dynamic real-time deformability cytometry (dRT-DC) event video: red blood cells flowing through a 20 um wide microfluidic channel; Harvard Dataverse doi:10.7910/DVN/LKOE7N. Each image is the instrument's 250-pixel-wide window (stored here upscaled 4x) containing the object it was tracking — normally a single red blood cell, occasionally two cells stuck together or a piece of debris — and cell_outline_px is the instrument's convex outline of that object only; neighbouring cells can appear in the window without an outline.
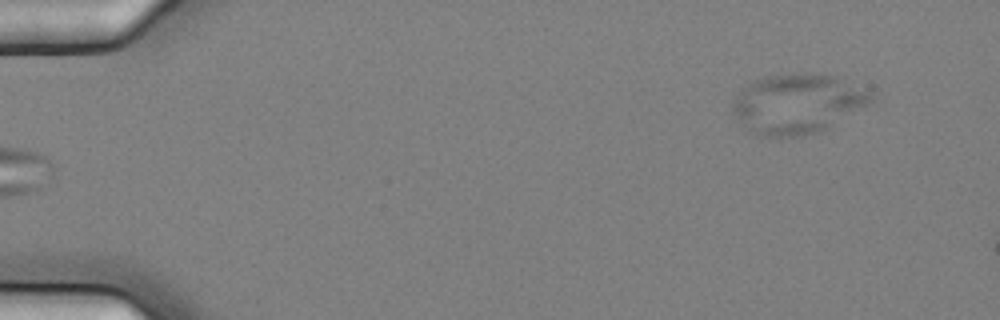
{"species": "common noctule bat (a hibernating species)", "species_latin": "Nyctalus noctula", "temperature_condition": "cold", "stored_images_in_passage": 6, "segment_of_instrument_passage": [2, 2], "camera_frame_rate_fps": 3000, "um_per_image_px": 0.085, "animal": {"sex": "female", "body_mass_g": 25.1}, "frame": {"image": 1, "passage_image": 6, "time_ms": 1.667, "image_size_px": [1000, 320], "cell_outline_px": [[872, 104], [824, 128], [812, 132], [796, 136], [760, 136], [736, 116], [732, 108], [732, 100], [740, 88], [756, 80], [768, 76], [792, 72], [812, 72], [836, 76], [868, 92], [872, 96]], "centroid_in_image_um": [67.77, 8.76], "position_along_channel_um": 17.2, "area_um2": 47.34}}